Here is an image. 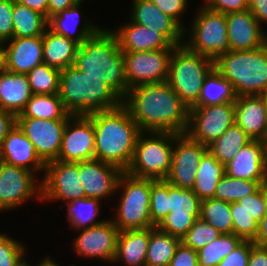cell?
<instances>
[{
  "label": "cell",
  "mask_w": 267,
  "mask_h": 266,
  "mask_svg": "<svg viewBox=\"0 0 267 266\" xmlns=\"http://www.w3.org/2000/svg\"><path fill=\"white\" fill-rule=\"evenodd\" d=\"M122 106L144 132L186 133L190 108L167 82L128 89Z\"/></svg>",
  "instance_id": "6da1fadb"
},
{
  "label": "cell",
  "mask_w": 267,
  "mask_h": 266,
  "mask_svg": "<svg viewBox=\"0 0 267 266\" xmlns=\"http://www.w3.org/2000/svg\"><path fill=\"white\" fill-rule=\"evenodd\" d=\"M95 132L94 159L114 165L125 172L130 166L140 128L121 105L87 115Z\"/></svg>",
  "instance_id": "7a4b0ae2"
},
{
  "label": "cell",
  "mask_w": 267,
  "mask_h": 266,
  "mask_svg": "<svg viewBox=\"0 0 267 266\" xmlns=\"http://www.w3.org/2000/svg\"><path fill=\"white\" fill-rule=\"evenodd\" d=\"M74 66L87 76L98 77L121 98L128 91L123 51L116 35L101 28L79 45Z\"/></svg>",
  "instance_id": "3957f363"
},
{
  "label": "cell",
  "mask_w": 267,
  "mask_h": 266,
  "mask_svg": "<svg viewBox=\"0 0 267 266\" xmlns=\"http://www.w3.org/2000/svg\"><path fill=\"white\" fill-rule=\"evenodd\" d=\"M58 95L71 115H90L118 108L122 98L102 79L75 66L61 70Z\"/></svg>",
  "instance_id": "277c9868"
},
{
  "label": "cell",
  "mask_w": 267,
  "mask_h": 266,
  "mask_svg": "<svg viewBox=\"0 0 267 266\" xmlns=\"http://www.w3.org/2000/svg\"><path fill=\"white\" fill-rule=\"evenodd\" d=\"M215 68L239 96L267 92V43L254 50L229 51L215 60Z\"/></svg>",
  "instance_id": "5b68a950"
},
{
  "label": "cell",
  "mask_w": 267,
  "mask_h": 266,
  "mask_svg": "<svg viewBox=\"0 0 267 266\" xmlns=\"http://www.w3.org/2000/svg\"><path fill=\"white\" fill-rule=\"evenodd\" d=\"M214 67L213 59L190 51L184 44L176 46L166 82L191 108L198 100L205 77Z\"/></svg>",
  "instance_id": "8992f818"
},
{
  "label": "cell",
  "mask_w": 267,
  "mask_h": 266,
  "mask_svg": "<svg viewBox=\"0 0 267 266\" xmlns=\"http://www.w3.org/2000/svg\"><path fill=\"white\" fill-rule=\"evenodd\" d=\"M147 133L151 136H144ZM174 140L175 133L141 131L126 172L138 178L166 179L171 170Z\"/></svg>",
  "instance_id": "52a82bcc"
},
{
  "label": "cell",
  "mask_w": 267,
  "mask_h": 266,
  "mask_svg": "<svg viewBox=\"0 0 267 266\" xmlns=\"http://www.w3.org/2000/svg\"><path fill=\"white\" fill-rule=\"evenodd\" d=\"M119 188L124 191L115 218H111L119 232L154 228L150 216L151 179L138 178L125 171L119 178L117 190Z\"/></svg>",
  "instance_id": "ba28073f"
},
{
  "label": "cell",
  "mask_w": 267,
  "mask_h": 266,
  "mask_svg": "<svg viewBox=\"0 0 267 266\" xmlns=\"http://www.w3.org/2000/svg\"><path fill=\"white\" fill-rule=\"evenodd\" d=\"M190 27V40L183 43L190 51L214 61L230 51L225 14L200 6Z\"/></svg>",
  "instance_id": "9c48e42d"
},
{
  "label": "cell",
  "mask_w": 267,
  "mask_h": 266,
  "mask_svg": "<svg viewBox=\"0 0 267 266\" xmlns=\"http://www.w3.org/2000/svg\"><path fill=\"white\" fill-rule=\"evenodd\" d=\"M175 47L173 45L170 49L123 52L128 89L166 82L170 58Z\"/></svg>",
  "instance_id": "30bf717a"
},
{
  "label": "cell",
  "mask_w": 267,
  "mask_h": 266,
  "mask_svg": "<svg viewBox=\"0 0 267 266\" xmlns=\"http://www.w3.org/2000/svg\"><path fill=\"white\" fill-rule=\"evenodd\" d=\"M234 102L210 106H192L186 134L193 140L209 145L234 123Z\"/></svg>",
  "instance_id": "8fae6325"
},
{
  "label": "cell",
  "mask_w": 267,
  "mask_h": 266,
  "mask_svg": "<svg viewBox=\"0 0 267 266\" xmlns=\"http://www.w3.org/2000/svg\"><path fill=\"white\" fill-rule=\"evenodd\" d=\"M41 180V201L63 200L66 202L85 198L86 193L79 179V162L53 160L46 163Z\"/></svg>",
  "instance_id": "7c38bea8"
},
{
  "label": "cell",
  "mask_w": 267,
  "mask_h": 266,
  "mask_svg": "<svg viewBox=\"0 0 267 266\" xmlns=\"http://www.w3.org/2000/svg\"><path fill=\"white\" fill-rule=\"evenodd\" d=\"M35 174L0 161V211L13 210L35 196L41 200L42 184Z\"/></svg>",
  "instance_id": "4fadbf2b"
},
{
  "label": "cell",
  "mask_w": 267,
  "mask_h": 266,
  "mask_svg": "<svg viewBox=\"0 0 267 266\" xmlns=\"http://www.w3.org/2000/svg\"><path fill=\"white\" fill-rule=\"evenodd\" d=\"M169 214L158 228L172 236L182 237L200 218L201 199L192 189H183L168 182Z\"/></svg>",
  "instance_id": "5bb4252c"
},
{
  "label": "cell",
  "mask_w": 267,
  "mask_h": 266,
  "mask_svg": "<svg viewBox=\"0 0 267 266\" xmlns=\"http://www.w3.org/2000/svg\"><path fill=\"white\" fill-rule=\"evenodd\" d=\"M174 144L171 170L166 180L173 186L193 189L198 166L208 148L186 133L175 134Z\"/></svg>",
  "instance_id": "9a60e30c"
},
{
  "label": "cell",
  "mask_w": 267,
  "mask_h": 266,
  "mask_svg": "<svg viewBox=\"0 0 267 266\" xmlns=\"http://www.w3.org/2000/svg\"><path fill=\"white\" fill-rule=\"evenodd\" d=\"M94 155L95 132L92 120L86 115H72L66 123L56 160L81 162L94 159Z\"/></svg>",
  "instance_id": "2e32d148"
},
{
  "label": "cell",
  "mask_w": 267,
  "mask_h": 266,
  "mask_svg": "<svg viewBox=\"0 0 267 266\" xmlns=\"http://www.w3.org/2000/svg\"><path fill=\"white\" fill-rule=\"evenodd\" d=\"M67 121L68 119L17 118V125L33 143L40 158L47 163L58 158Z\"/></svg>",
  "instance_id": "e0dca14e"
},
{
  "label": "cell",
  "mask_w": 267,
  "mask_h": 266,
  "mask_svg": "<svg viewBox=\"0 0 267 266\" xmlns=\"http://www.w3.org/2000/svg\"><path fill=\"white\" fill-rule=\"evenodd\" d=\"M118 228L113 221L105 222L82 229L74 239L76 253L83 257L114 261L117 247Z\"/></svg>",
  "instance_id": "ac0fdd59"
},
{
  "label": "cell",
  "mask_w": 267,
  "mask_h": 266,
  "mask_svg": "<svg viewBox=\"0 0 267 266\" xmlns=\"http://www.w3.org/2000/svg\"><path fill=\"white\" fill-rule=\"evenodd\" d=\"M123 171L97 159L79 162V179L86 197L105 199L117 192L119 178Z\"/></svg>",
  "instance_id": "d6986e66"
},
{
  "label": "cell",
  "mask_w": 267,
  "mask_h": 266,
  "mask_svg": "<svg viewBox=\"0 0 267 266\" xmlns=\"http://www.w3.org/2000/svg\"><path fill=\"white\" fill-rule=\"evenodd\" d=\"M230 51L254 50L267 43V33L250 10L226 14Z\"/></svg>",
  "instance_id": "ffe728a7"
},
{
  "label": "cell",
  "mask_w": 267,
  "mask_h": 266,
  "mask_svg": "<svg viewBox=\"0 0 267 266\" xmlns=\"http://www.w3.org/2000/svg\"><path fill=\"white\" fill-rule=\"evenodd\" d=\"M225 173L242 180H267V142H248L225 165Z\"/></svg>",
  "instance_id": "44dd1931"
},
{
  "label": "cell",
  "mask_w": 267,
  "mask_h": 266,
  "mask_svg": "<svg viewBox=\"0 0 267 266\" xmlns=\"http://www.w3.org/2000/svg\"><path fill=\"white\" fill-rule=\"evenodd\" d=\"M0 161L34 173L45 170L46 166L37 154L33 143L17 124L0 144Z\"/></svg>",
  "instance_id": "7402d4cb"
},
{
  "label": "cell",
  "mask_w": 267,
  "mask_h": 266,
  "mask_svg": "<svg viewBox=\"0 0 267 266\" xmlns=\"http://www.w3.org/2000/svg\"><path fill=\"white\" fill-rule=\"evenodd\" d=\"M132 2V22L162 33L174 46L183 45L184 29L173 18L163 13L151 0Z\"/></svg>",
  "instance_id": "603a6c76"
},
{
  "label": "cell",
  "mask_w": 267,
  "mask_h": 266,
  "mask_svg": "<svg viewBox=\"0 0 267 266\" xmlns=\"http://www.w3.org/2000/svg\"><path fill=\"white\" fill-rule=\"evenodd\" d=\"M235 124L251 140L267 142V104L262 95L239 96L234 102Z\"/></svg>",
  "instance_id": "cb8c5ba5"
},
{
  "label": "cell",
  "mask_w": 267,
  "mask_h": 266,
  "mask_svg": "<svg viewBox=\"0 0 267 266\" xmlns=\"http://www.w3.org/2000/svg\"><path fill=\"white\" fill-rule=\"evenodd\" d=\"M4 43H8L5 47L7 71L27 74L44 63L42 36L13 37Z\"/></svg>",
  "instance_id": "d4e9b609"
},
{
  "label": "cell",
  "mask_w": 267,
  "mask_h": 266,
  "mask_svg": "<svg viewBox=\"0 0 267 266\" xmlns=\"http://www.w3.org/2000/svg\"><path fill=\"white\" fill-rule=\"evenodd\" d=\"M129 22L118 27L117 30H111L116 35L123 52L170 49L173 46L162 33L131 20Z\"/></svg>",
  "instance_id": "484cf974"
},
{
  "label": "cell",
  "mask_w": 267,
  "mask_h": 266,
  "mask_svg": "<svg viewBox=\"0 0 267 266\" xmlns=\"http://www.w3.org/2000/svg\"><path fill=\"white\" fill-rule=\"evenodd\" d=\"M32 92L26 74L5 71L0 73V109L20 114Z\"/></svg>",
  "instance_id": "4316f807"
},
{
  "label": "cell",
  "mask_w": 267,
  "mask_h": 266,
  "mask_svg": "<svg viewBox=\"0 0 267 266\" xmlns=\"http://www.w3.org/2000/svg\"><path fill=\"white\" fill-rule=\"evenodd\" d=\"M149 238L150 228L119 232L113 263L120 261L126 266H146Z\"/></svg>",
  "instance_id": "83f0119b"
},
{
  "label": "cell",
  "mask_w": 267,
  "mask_h": 266,
  "mask_svg": "<svg viewBox=\"0 0 267 266\" xmlns=\"http://www.w3.org/2000/svg\"><path fill=\"white\" fill-rule=\"evenodd\" d=\"M81 4L82 2H79L48 19V28L50 30L58 35L73 40L79 45L89 37L94 36L102 28L98 27V25H94L90 21H86L85 25H82L83 27L80 28L81 30H78L75 36L73 35L80 23L79 19L81 18V12L79 11V8Z\"/></svg>",
  "instance_id": "f1b7e54d"
},
{
  "label": "cell",
  "mask_w": 267,
  "mask_h": 266,
  "mask_svg": "<svg viewBox=\"0 0 267 266\" xmlns=\"http://www.w3.org/2000/svg\"><path fill=\"white\" fill-rule=\"evenodd\" d=\"M43 62L59 70L74 66L79 44L47 28L42 36Z\"/></svg>",
  "instance_id": "f546056e"
},
{
  "label": "cell",
  "mask_w": 267,
  "mask_h": 266,
  "mask_svg": "<svg viewBox=\"0 0 267 266\" xmlns=\"http://www.w3.org/2000/svg\"><path fill=\"white\" fill-rule=\"evenodd\" d=\"M237 99L233 85L214 67L205 77L197 102L193 106L220 105Z\"/></svg>",
  "instance_id": "4dcf8cb0"
},
{
  "label": "cell",
  "mask_w": 267,
  "mask_h": 266,
  "mask_svg": "<svg viewBox=\"0 0 267 266\" xmlns=\"http://www.w3.org/2000/svg\"><path fill=\"white\" fill-rule=\"evenodd\" d=\"M72 115L65 109L58 94H32L17 118L69 119Z\"/></svg>",
  "instance_id": "1f68e13d"
},
{
  "label": "cell",
  "mask_w": 267,
  "mask_h": 266,
  "mask_svg": "<svg viewBox=\"0 0 267 266\" xmlns=\"http://www.w3.org/2000/svg\"><path fill=\"white\" fill-rule=\"evenodd\" d=\"M225 174V166L207 151L198 166L193 192L201 199L214 198L217 184Z\"/></svg>",
  "instance_id": "d6a6232c"
},
{
  "label": "cell",
  "mask_w": 267,
  "mask_h": 266,
  "mask_svg": "<svg viewBox=\"0 0 267 266\" xmlns=\"http://www.w3.org/2000/svg\"><path fill=\"white\" fill-rule=\"evenodd\" d=\"M180 243L178 237L163 232L158 227L150 228L146 266H169Z\"/></svg>",
  "instance_id": "836d02e7"
},
{
  "label": "cell",
  "mask_w": 267,
  "mask_h": 266,
  "mask_svg": "<svg viewBox=\"0 0 267 266\" xmlns=\"http://www.w3.org/2000/svg\"><path fill=\"white\" fill-rule=\"evenodd\" d=\"M13 37L43 36L48 28V19L41 13L21 5L14 0L13 13Z\"/></svg>",
  "instance_id": "e575fe53"
},
{
  "label": "cell",
  "mask_w": 267,
  "mask_h": 266,
  "mask_svg": "<svg viewBox=\"0 0 267 266\" xmlns=\"http://www.w3.org/2000/svg\"><path fill=\"white\" fill-rule=\"evenodd\" d=\"M250 141L244 130L234 123L218 139L207 145V148L225 166Z\"/></svg>",
  "instance_id": "d590c367"
},
{
  "label": "cell",
  "mask_w": 267,
  "mask_h": 266,
  "mask_svg": "<svg viewBox=\"0 0 267 266\" xmlns=\"http://www.w3.org/2000/svg\"><path fill=\"white\" fill-rule=\"evenodd\" d=\"M100 201L96 198L85 197L66 202L70 226L80 231L105 222L106 220L95 221L101 207Z\"/></svg>",
  "instance_id": "8d00e7d4"
},
{
  "label": "cell",
  "mask_w": 267,
  "mask_h": 266,
  "mask_svg": "<svg viewBox=\"0 0 267 266\" xmlns=\"http://www.w3.org/2000/svg\"><path fill=\"white\" fill-rule=\"evenodd\" d=\"M200 218L212 225L220 234H233L230 202L215 198L201 200Z\"/></svg>",
  "instance_id": "74e56055"
},
{
  "label": "cell",
  "mask_w": 267,
  "mask_h": 266,
  "mask_svg": "<svg viewBox=\"0 0 267 266\" xmlns=\"http://www.w3.org/2000/svg\"><path fill=\"white\" fill-rule=\"evenodd\" d=\"M242 241L243 239L235 234H221L197 251L199 266H218Z\"/></svg>",
  "instance_id": "f35d334b"
},
{
  "label": "cell",
  "mask_w": 267,
  "mask_h": 266,
  "mask_svg": "<svg viewBox=\"0 0 267 266\" xmlns=\"http://www.w3.org/2000/svg\"><path fill=\"white\" fill-rule=\"evenodd\" d=\"M264 181L266 180H242L225 173L217 184L214 198L226 202H237L255 193Z\"/></svg>",
  "instance_id": "ab89813d"
},
{
  "label": "cell",
  "mask_w": 267,
  "mask_h": 266,
  "mask_svg": "<svg viewBox=\"0 0 267 266\" xmlns=\"http://www.w3.org/2000/svg\"><path fill=\"white\" fill-rule=\"evenodd\" d=\"M61 70L45 63L35 66L26 75L32 94H58Z\"/></svg>",
  "instance_id": "60d3db41"
},
{
  "label": "cell",
  "mask_w": 267,
  "mask_h": 266,
  "mask_svg": "<svg viewBox=\"0 0 267 266\" xmlns=\"http://www.w3.org/2000/svg\"><path fill=\"white\" fill-rule=\"evenodd\" d=\"M168 214V181L166 179H151L150 216L152 225L158 227Z\"/></svg>",
  "instance_id": "b9f144b4"
},
{
  "label": "cell",
  "mask_w": 267,
  "mask_h": 266,
  "mask_svg": "<svg viewBox=\"0 0 267 266\" xmlns=\"http://www.w3.org/2000/svg\"><path fill=\"white\" fill-rule=\"evenodd\" d=\"M220 232L201 218L195 220L193 226L182 237L181 243L198 251L220 236Z\"/></svg>",
  "instance_id": "7bdbcfd3"
},
{
  "label": "cell",
  "mask_w": 267,
  "mask_h": 266,
  "mask_svg": "<svg viewBox=\"0 0 267 266\" xmlns=\"http://www.w3.org/2000/svg\"><path fill=\"white\" fill-rule=\"evenodd\" d=\"M233 222V234L243 240L253 241L258 233V223L255 222L248 211L238 202H230Z\"/></svg>",
  "instance_id": "ee69618b"
},
{
  "label": "cell",
  "mask_w": 267,
  "mask_h": 266,
  "mask_svg": "<svg viewBox=\"0 0 267 266\" xmlns=\"http://www.w3.org/2000/svg\"><path fill=\"white\" fill-rule=\"evenodd\" d=\"M25 250L20 241L0 233V266H15L25 255Z\"/></svg>",
  "instance_id": "f6af8a7d"
},
{
  "label": "cell",
  "mask_w": 267,
  "mask_h": 266,
  "mask_svg": "<svg viewBox=\"0 0 267 266\" xmlns=\"http://www.w3.org/2000/svg\"><path fill=\"white\" fill-rule=\"evenodd\" d=\"M237 202L250 213L253 220L258 224L266 214V206L261 187L255 193L249 194Z\"/></svg>",
  "instance_id": "bcb514c9"
},
{
  "label": "cell",
  "mask_w": 267,
  "mask_h": 266,
  "mask_svg": "<svg viewBox=\"0 0 267 266\" xmlns=\"http://www.w3.org/2000/svg\"><path fill=\"white\" fill-rule=\"evenodd\" d=\"M14 0H0V42L13 38V13Z\"/></svg>",
  "instance_id": "7dc6e473"
},
{
  "label": "cell",
  "mask_w": 267,
  "mask_h": 266,
  "mask_svg": "<svg viewBox=\"0 0 267 266\" xmlns=\"http://www.w3.org/2000/svg\"><path fill=\"white\" fill-rule=\"evenodd\" d=\"M254 245L251 240H243L218 266H247L250 250Z\"/></svg>",
  "instance_id": "c3c4849f"
},
{
  "label": "cell",
  "mask_w": 267,
  "mask_h": 266,
  "mask_svg": "<svg viewBox=\"0 0 267 266\" xmlns=\"http://www.w3.org/2000/svg\"><path fill=\"white\" fill-rule=\"evenodd\" d=\"M163 13L173 18L188 33L181 23V16L187 9V0H151Z\"/></svg>",
  "instance_id": "681fc988"
},
{
  "label": "cell",
  "mask_w": 267,
  "mask_h": 266,
  "mask_svg": "<svg viewBox=\"0 0 267 266\" xmlns=\"http://www.w3.org/2000/svg\"><path fill=\"white\" fill-rule=\"evenodd\" d=\"M204 2L202 6L225 15L249 10L248 0H205Z\"/></svg>",
  "instance_id": "f907efd6"
},
{
  "label": "cell",
  "mask_w": 267,
  "mask_h": 266,
  "mask_svg": "<svg viewBox=\"0 0 267 266\" xmlns=\"http://www.w3.org/2000/svg\"><path fill=\"white\" fill-rule=\"evenodd\" d=\"M169 266H199L198 253L196 250L180 243Z\"/></svg>",
  "instance_id": "816d5d0a"
},
{
  "label": "cell",
  "mask_w": 267,
  "mask_h": 266,
  "mask_svg": "<svg viewBox=\"0 0 267 266\" xmlns=\"http://www.w3.org/2000/svg\"><path fill=\"white\" fill-rule=\"evenodd\" d=\"M16 124V114L0 109V144Z\"/></svg>",
  "instance_id": "f5cc1de1"
},
{
  "label": "cell",
  "mask_w": 267,
  "mask_h": 266,
  "mask_svg": "<svg viewBox=\"0 0 267 266\" xmlns=\"http://www.w3.org/2000/svg\"><path fill=\"white\" fill-rule=\"evenodd\" d=\"M247 266H267V247L254 245L250 250Z\"/></svg>",
  "instance_id": "db71d44e"
},
{
  "label": "cell",
  "mask_w": 267,
  "mask_h": 266,
  "mask_svg": "<svg viewBox=\"0 0 267 266\" xmlns=\"http://www.w3.org/2000/svg\"><path fill=\"white\" fill-rule=\"evenodd\" d=\"M248 6L260 25L267 24V0H248Z\"/></svg>",
  "instance_id": "11a10c76"
},
{
  "label": "cell",
  "mask_w": 267,
  "mask_h": 266,
  "mask_svg": "<svg viewBox=\"0 0 267 266\" xmlns=\"http://www.w3.org/2000/svg\"><path fill=\"white\" fill-rule=\"evenodd\" d=\"M82 1L85 0H48V19Z\"/></svg>",
  "instance_id": "9f6ffc18"
},
{
  "label": "cell",
  "mask_w": 267,
  "mask_h": 266,
  "mask_svg": "<svg viewBox=\"0 0 267 266\" xmlns=\"http://www.w3.org/2000/svg\"><path fill=\"white\" fill-rule=\"evenodd\" d=\"M17 3L37 11L48 19V0H15Z\"/></svg>",
  "instance_id": "6f0895ef"
},
{
  "label": "cell",
  "mask_w": 267,
  "mask_h": 266,
  "mask_svg": "<svg viewBox=\"0 0 267 266\" xmlns=\"http://www.w3.org/2000/svg\"><path fill=\"white\" fill-rule=\"evenodd\" d=\"M253 242L255 245L267 247V214L264 215L258 224V233Z\"/></svg>",
  "instance_id": "680465c9"
},
{
  "label": "cell",
  "mask_w": 267,
  "mask_h": 266,
  "mask_svg": "<svg viewBox=\"0 0 267 266\" xmlns=\"http://www.w3.org/2000/svg\"><path fill=\"white\" fill-rule=\"evenodd\" d=\"M4 44V42H0V73L6 71V52Z\"/></svg>",
  "instance_id": "91938a15"
},
{
  "label": "cell",
  "mask_w": 267,
  "mask_h": 266,
  "mask_svg": "<svg viewBox=\"0 0 267 266\" xmlns=\"http://www.w3.org/2000/svg\"><path fill=\"white\" fill-rule=\"evenodd\" d=\"M40 264H38L37 266H58L59 264L55 263V261L47 256L45 257L41 262H39Z\"/></svg>",
  "instance_id": "94428289"
},
{
  "label": "cell",
  "mask_w": 267,
  "mask_h": 266,
  "mask_svg": "<svg viewBox=\"0 0 267 266\" xmlns=\"http://www.w3.org/2000/svg\"><path fill=\"white\" fill-rule=\"evenodd\" d=\"M261 189L263 193L264 203L266 206V214H267V180L261 184Z\"/></svg>",
  "instance_id": "6125c7cd"
},
{
  "label": "cell",
  "mask_w": 267,
  "mask_h": 266,
  "mask_svg": "<svg viewBox=\"0 0 267 266\" xmlns=\"http://www.w3.org/2000/svg\"><path fill=\"white\" fill-rule=\"evenodd\" d=\"M26 257L23 256L21 258V260L19 262H17V264L15 266H31V264H28L26 261L27 260H24Z\"/></svg>",
  "instance_id": "be15d7a7"
},
{
  "label": "cell",
  "mask_w": 267,
  "mask_h": 266,
  "mask_svg": "<svg viewBox=\"0 0 267 266\" xmlns=\"http://www.w3.org/2000/svg\"><path fill=\"white\" fill-rule=\"evenodd\" d=\"M262 96L264 97L266 104H267V92H265Z\"/></svg>",
  "instance_id": "e7e4bbea"
}]
</instances>
